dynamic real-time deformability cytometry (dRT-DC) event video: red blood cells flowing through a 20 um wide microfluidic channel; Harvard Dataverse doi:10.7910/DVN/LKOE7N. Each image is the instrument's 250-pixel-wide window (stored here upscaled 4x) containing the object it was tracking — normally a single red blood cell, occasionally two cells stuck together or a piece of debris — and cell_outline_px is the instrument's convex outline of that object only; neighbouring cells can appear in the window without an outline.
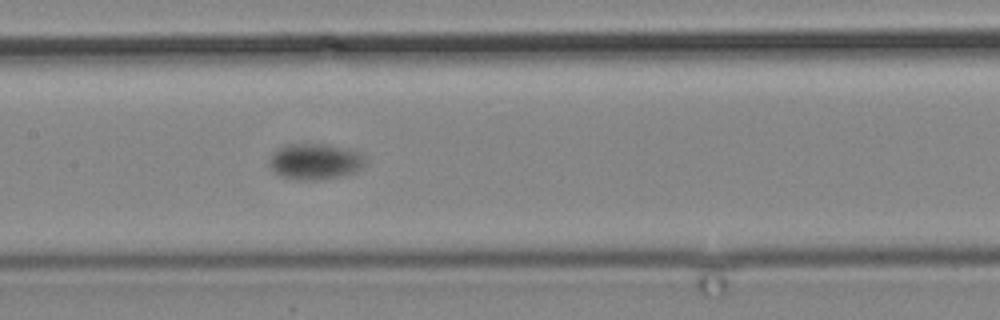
{"species": "common noctule bat (a hibernating species)", "species_latin": "Nyctalus noctula", "temperature_condition": "cold", "stored_images_in_passage": 17, "camera_frame_rate_fps": 3000, "um_per_image_px": 0.085, "animal": {"sex": "male", "body_mass_g": 19.2, "forearm_length_mm": 51.8}, "frame": {"image": 1, "passage_image": 17, "time_ms": 19.333, "image_size_px": [1000, 320], "cell_outline_px": [[364, 164], [360, 168], [344, 176], [312, 180], [304, 180], [284, 176], [268, 168], [268, 160], [272, 152], [280, 148], [292, 144], [324, 144], [348, 148], [360, 152], [364, 156]], "centroid_in_image_um": [26.77, 13.72], "position_along_channel_um": 180.6, "area_um2": 19.94}}